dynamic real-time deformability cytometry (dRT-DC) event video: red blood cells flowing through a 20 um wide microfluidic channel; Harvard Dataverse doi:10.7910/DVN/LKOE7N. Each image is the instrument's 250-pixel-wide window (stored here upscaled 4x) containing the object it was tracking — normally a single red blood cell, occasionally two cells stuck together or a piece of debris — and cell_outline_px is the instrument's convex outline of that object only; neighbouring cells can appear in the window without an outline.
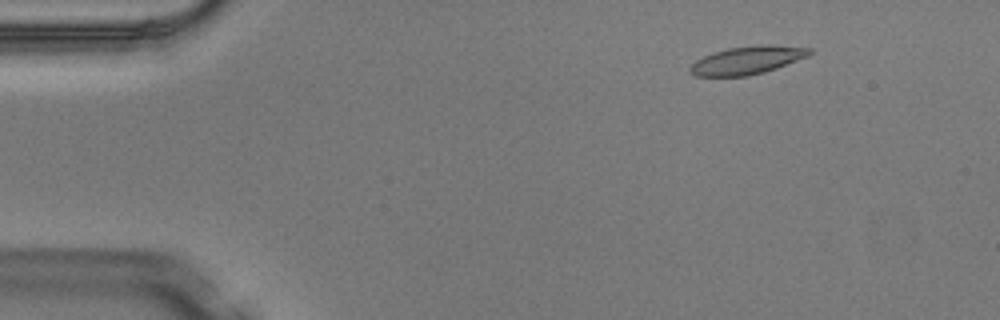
{"species": "Egyptian fruit bat (a non-hibernating species)", "species_latin": "Rousettus aegyptiacus", "temperature_condition": "warm", "stored_images_in_passage": 4, "camera_frame_rate_fps": 3000, "um_per_image_px": 0.085, "animal": {"sex": "male"}, "frame": {"image": 1, "passage_image": 2, "time_ms": 0.333, "image_size_px": [1000, 320], "cell_outline_px": [[812, 52], [808, 56], [776, 68], [764, 72], [748, 76], [696, 76], [688, 72], [688, 68], [696, 60], [712, 52], [728, 48], [760, 44], [772, 44], [812, 48]], "centroid_in_image_um": [63.51, 5.11], "position_along_channel_um": 21.5, "area_um2": 19.65}}
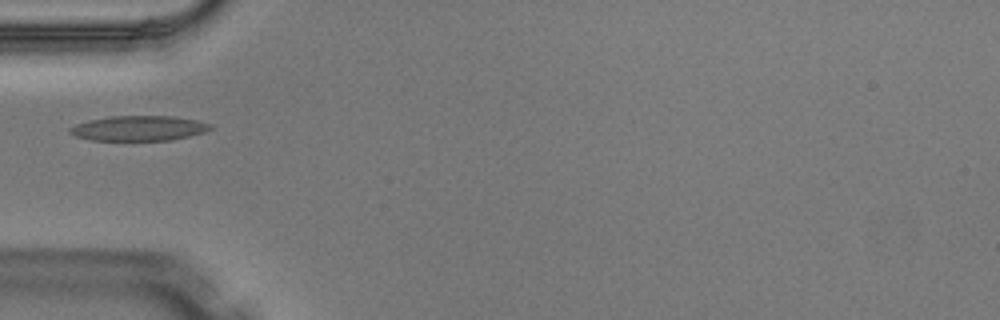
{"frame": {"image": 2, "passage_image": 4, "time_ms": 1.0, "image_size_px": [1000, 320], "cell_outline_px": [[212, 128], [204, 132], [172, 140], [92, 140], [76, 136], [68, 132], [68, 128], [76, 124], [88, 120], [108, 116], [176, 116], [196, 120], [212, 124]], "centroid_in_image_um": [11.79, 10.89], "position_along_channel_um": 73.2, "area_um2": 20.52}}